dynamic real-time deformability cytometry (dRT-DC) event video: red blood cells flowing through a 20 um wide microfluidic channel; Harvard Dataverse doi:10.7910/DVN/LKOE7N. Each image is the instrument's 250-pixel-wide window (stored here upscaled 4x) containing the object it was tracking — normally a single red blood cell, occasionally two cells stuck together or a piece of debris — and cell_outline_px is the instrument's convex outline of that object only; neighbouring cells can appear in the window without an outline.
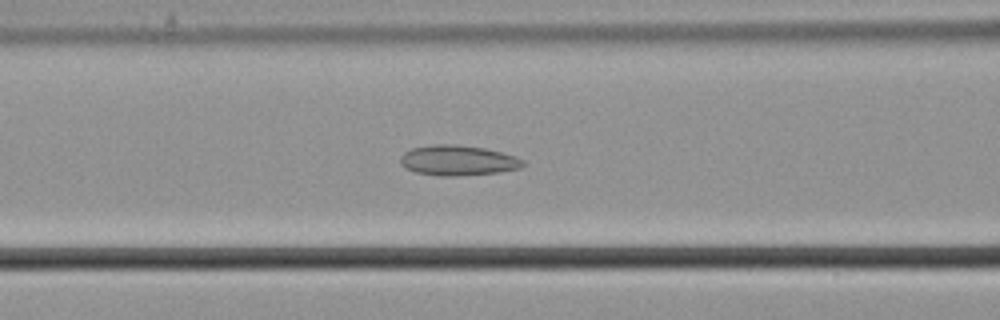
{"species": "common noctule bat (a hibernating species)", "species_latin": "Nyctalus noctula", "temperature_condition": "cold", "stored_images_in_passage": 56, "camera_frame_rate_fps": 3000, "um_per_image_px": 0.085, "animal": {"sex": "male", "body_mass_g": 21.5, "forearm_length_mm": 52.0}, "frame": {"image": 1, "passage_image": 22, "time_ms": 7.0, "image_size_px": [1000, 320], "cell_outline_px": [[524, 164], [520, 168], [500, 172], [456, 176], [440, 176], [416, 172], [404, 168], [400, 164], [400, 156], [404, 152], [412, 148], [436, 144], [456, 144], [484, 148], [500, 152], [524, 160]], "centroid_in_image_um": [38.88, 13.64], "position_along_channel_um": 127.7, "area_um2": 21.56}}
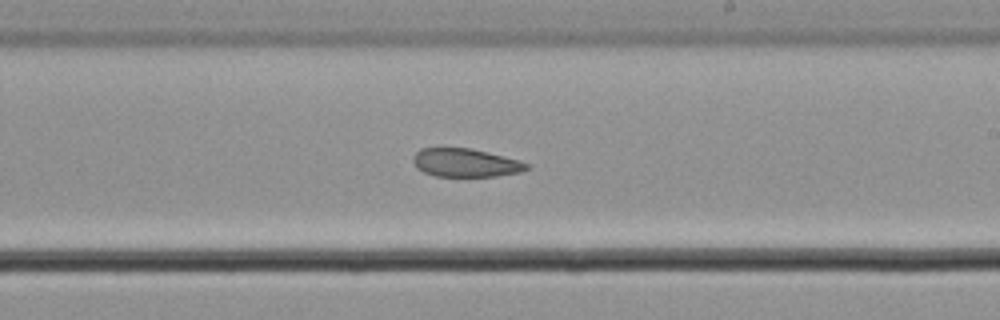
{"frame": {"image": 2, "passage_image": 32, "time_ms": 10.333, "image_size_px": [1000, 320], "cell_outline_px": [[528, 168], [520, 172], [496, 176], [436, 176], [424, 172], [416, 168], [412, 160], [412, 156], [420, 148], [472, 148], [516, 160], [528, 164]], "centroid_in_image_um": [39.49, 13.83], "position_along_channel_um": 249.5, "area_um2": 18.55}}
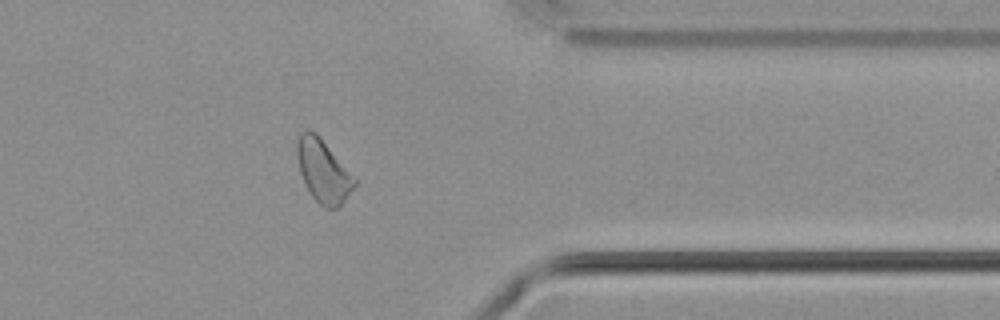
{"frame": {"image": 3, "passage_image": 44, "time_ms": 14.333, "image_size_px": [1000, 320], "cell_outline_px": [[356, 184], [344, 200], [336, 208], [324, 208], [312, 196], [304, 184], [300, 172], [296, 152], [296, 140], [300, 132], [308, 128], [316, 132], [356, 176]], "centroid_in_image_um": [27.46, 14.48], "position_along_channel_um": 383.9, "area_um2": 21.33}}